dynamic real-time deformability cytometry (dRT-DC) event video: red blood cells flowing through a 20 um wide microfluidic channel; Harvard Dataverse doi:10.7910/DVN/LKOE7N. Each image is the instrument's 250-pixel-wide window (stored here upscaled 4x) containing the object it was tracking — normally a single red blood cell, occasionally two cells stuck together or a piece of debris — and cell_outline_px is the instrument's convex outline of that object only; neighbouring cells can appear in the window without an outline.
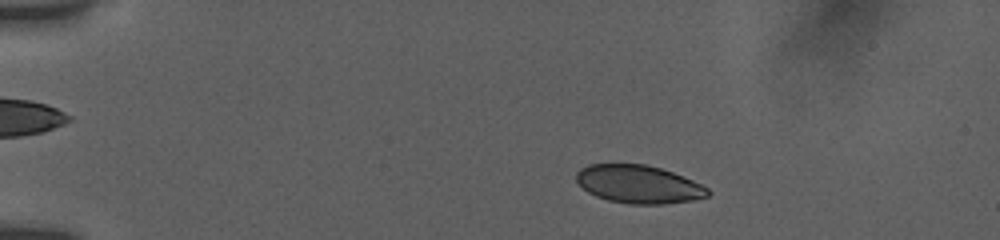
{"species": "human", "species_latin": "Homo sapiens", "temperature_condition": "room temperature", "stored_images_in_passage": 52, "camera_frame_rate_fps": 3000, "um_per_image_px": 0.085, "donor": {"sex": "female"}, "frame": {"image": 1, "passage_image": 7, "time_ms": 2.333, "image_size_px": [1000, 240], "cell_outline_px": [[712, 192], [708, 196], [692, 200], [664, 204], [632, 204], [608, 200], [596, 196], [588, 192], [576, 180], [576, 172], [580, 168], [588, 164], [644, 164], [660, 168], [684, 176], [708, 188]], "centroid_in_image_um": [54.29, 15.66], "position_along_channel_um": 30.7, "area_um2": 29.13}}
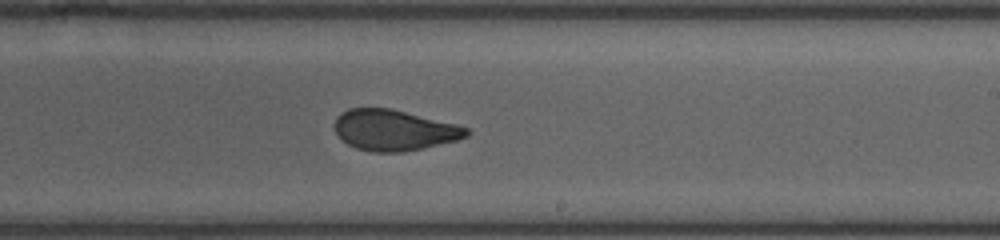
{"frame": {"image": 2, "passage_image": 30, "time_ms": 10.333, "image_size_px": [1000, 240], "cell_outline_px": [[468, 136], [456, 140], [424, 148], [404, 152], [372, 152], [356, 148], [340, 140], [332, 124], [336, 116], [340, 112], [348, 108], [388, 108], [456, 124], [468, 128]], "centroid_in_image_um": [33.42, 11.07], "position_along_channel_um": 255.6, "area_um2": 31.44}}
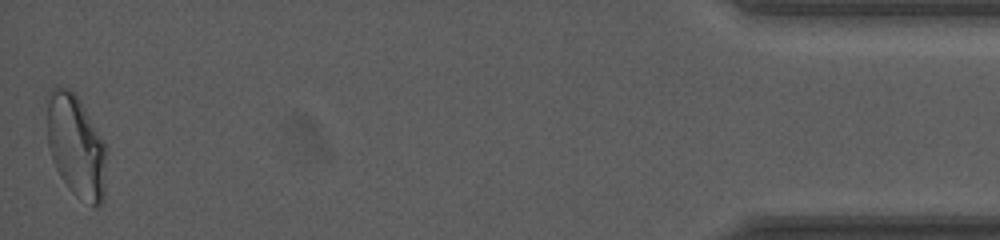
{"frame": {"image": 3, "passage_image": 52, "time_ms": 17.0, "image_size_px": [1000, 240], "cell_outline_px": [[104, 200], [100, 204], [92, 204], [76, 196], [72, 192], [60, 176], [52, 160], [48, 144], [48, 92], [56, 84], [68, 88], [80, 100], [104, 144]], "centroid_in_image_um": [6.42, 12.38], "position_along_channel_um": 428.8, "area_um2": 34.56}, "authors_computed_cell_mechanics": {"area_um2": 32.3102, "velocity_mm_per_s": 3.8015, "shape_relaxation_time_tau1_ms": 7.1074, "shape_relaxation_time_tau2_ms": 0.7462, "deformation_change_tau1": 0.1688, "deformation_change_tau2": 0.0345}}